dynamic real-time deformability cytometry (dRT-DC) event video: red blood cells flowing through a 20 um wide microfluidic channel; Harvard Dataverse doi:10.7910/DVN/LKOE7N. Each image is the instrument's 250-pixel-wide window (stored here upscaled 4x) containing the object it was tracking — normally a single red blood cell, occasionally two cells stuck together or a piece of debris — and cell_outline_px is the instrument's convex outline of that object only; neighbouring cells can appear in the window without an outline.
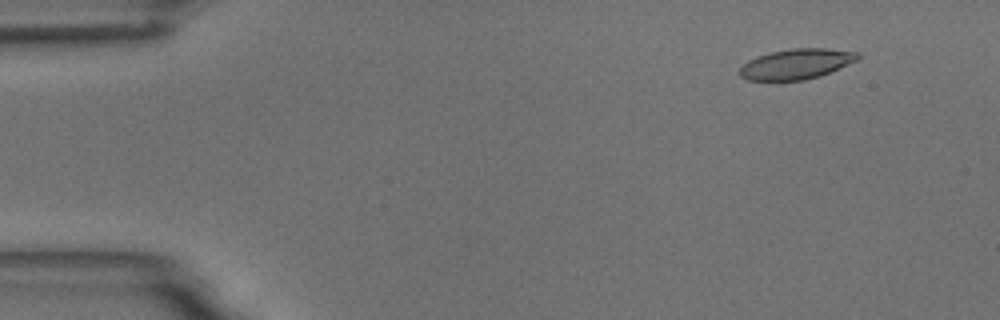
{"species": "common noctule bat (a hibernating species)", "species_latin": "Nyctalus noctula", "temperature_condition": "room temperature", "stored_images_in_passage": 18, "camera_frame_rate_fps": 3000, "um_per_image_px": 0.085, "animal": {"sex": "male", "body_mass_g": 18.8}, "frame": {"image": 1, "passage_image": 6, "time_ms": 1.667, "image_size_px": [1000, 320], "cell_outline_px": [[860, 56], [856, 60], [820, 76], [804, 80], [748, 80], [740, 76], [740, 68], [748, 60], [756, 56], [768, 52], [792, 48], [828, 48], [860, 52]], "centroid_in_image_um": [67.68, 5.42], "position_along_channel_um": 17.3, "area_um2": 20.81}}